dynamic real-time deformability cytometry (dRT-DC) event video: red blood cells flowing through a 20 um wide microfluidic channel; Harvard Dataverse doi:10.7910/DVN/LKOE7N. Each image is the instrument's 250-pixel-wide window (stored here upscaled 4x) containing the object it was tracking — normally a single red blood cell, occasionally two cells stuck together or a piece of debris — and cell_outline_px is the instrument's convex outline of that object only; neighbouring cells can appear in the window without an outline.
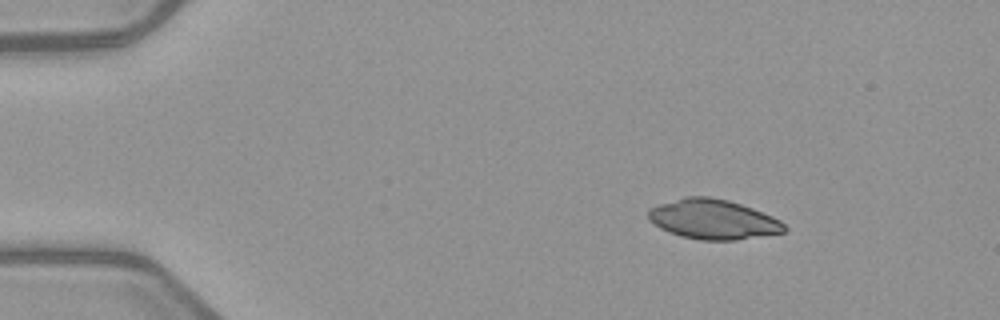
{"species": "common noctule bat (a hibernating species)", "species_latin": "Nyctalus noctula", "temperature_condition": "warm", "stored_images_in_passage": 5, "camera_frame_rate_fps": 3000, "um_per_image_px": 0.085, "animal": {"sex": "female", "body_mass_g": 21.9}, "frame": {"image": 1, "passage_image": 2, "time_ms": 1.333, "image_size_px": [1000, 320], "cell_outline_px": [[788, 228], [784, 232], [736, 240], [700, 240], [680, 236], [668, 232], [660, 228], [648, 220], [648, 208], [684, 196], [708, 196], [728, 200], [752, 208], [772, 216], [780, 220]], "centroid_in_image_um": [60.59, 18.64], "position_along_channel_um": 24.4, "area_um2": 31.62}}